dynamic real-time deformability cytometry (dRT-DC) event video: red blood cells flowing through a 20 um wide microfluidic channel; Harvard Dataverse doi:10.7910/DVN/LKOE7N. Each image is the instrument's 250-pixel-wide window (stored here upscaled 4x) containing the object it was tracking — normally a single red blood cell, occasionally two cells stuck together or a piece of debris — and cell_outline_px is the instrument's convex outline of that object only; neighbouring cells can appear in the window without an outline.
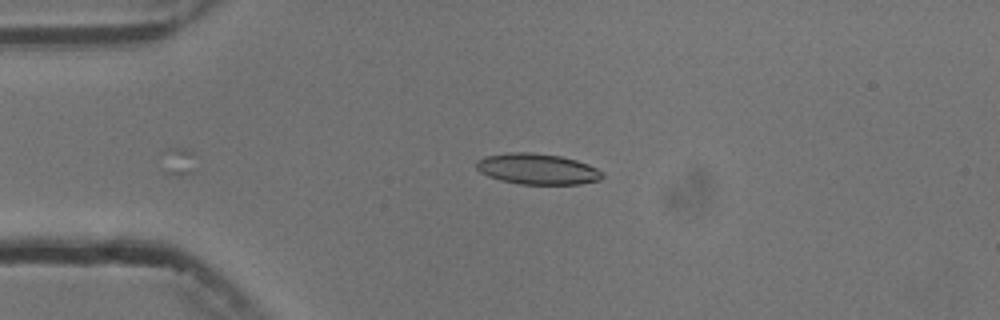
{"species": "common noctule bat (a hibernating species)", "species_latin": "Nyctalus noctula", "temperature_condition": "cold", "stored_images_in_passage": 6, "camera_frame_rate_fps": 3000, "um_per_image_px": 0.085, "animal": {"sex": "male", "body_mass_g": 13.3}, "frame": {"image": 1, "passage_image": 6, "time_ms": 5.667, "image_size_px": [1000, 320], "cell_outline_px": [[604, 176], [600, 180], [580, 184], [520, 184], [500, 180], [488, 176], [480, 172], [476, 168], [476, 160], [484, 156], [512, 152], [528, 152], [560, 156], [576, 160], [588, 164], [604, 172]], "centroid_in_image_um": [45.67, 14.37], "position_along_channel_um": 39.3, "area_um2": 22.72}}